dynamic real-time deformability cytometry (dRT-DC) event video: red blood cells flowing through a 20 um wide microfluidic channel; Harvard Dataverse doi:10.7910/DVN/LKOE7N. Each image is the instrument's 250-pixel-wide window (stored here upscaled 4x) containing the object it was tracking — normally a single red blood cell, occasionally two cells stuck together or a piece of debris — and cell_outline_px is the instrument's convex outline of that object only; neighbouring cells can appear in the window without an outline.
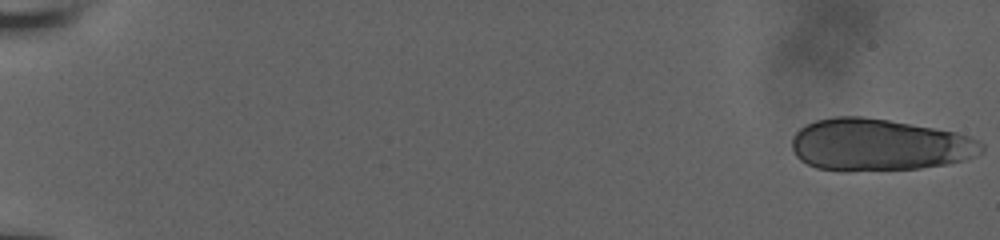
{"species": "human", "species_latin": "Homo sapiens", "temperature_condition": "room temperature", "stored_images_in_passage": 21, "camera_frame_rate_fps": 3000, "um_per_image_px": 0.085, "donor": {"sex": "male"}, "frame": {"image": 1, "passage_image": 1, "time_ms": 0.0, "image_size_px": [1000, 240], "cell_outline_px": [[984, 152], [976, 156], [964, 160], [948, 164], [920, 168], [848, 172], [816, 168], [800, 160], [796, 156], [792, 148], [792, 136], [804, 124], [816, 120], [832, 116], [864, 116], [888, 120], [956, 132], [968, 136], [984, 144]], "centroid_in_image_um": [74.69, 12.32], "position_along_channel_um": 10.3, "area_um2": 58.09}}
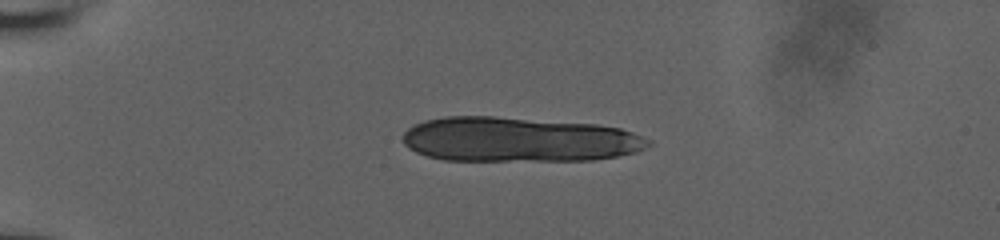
{"frame": {"image": 2, "passage_image": 15, "time_ms": 4.667, "image_size_px": [1000, 240], "cell_outline_px": [[652, 144], [636, 152], [616, 156], [592, 160], [444, 160], [428, 156], [416, 152], [408, 148], [404, 144], [404, 132], [412, 124], [424, 120], [444, 116], [496, 116], [596, 124], [620, 128], [632, 132], [652, 140]], "centroid_in_image_um": [44.08, 11.85], "position_along_channel_um": 40.9, "area_um2": 64.27}}